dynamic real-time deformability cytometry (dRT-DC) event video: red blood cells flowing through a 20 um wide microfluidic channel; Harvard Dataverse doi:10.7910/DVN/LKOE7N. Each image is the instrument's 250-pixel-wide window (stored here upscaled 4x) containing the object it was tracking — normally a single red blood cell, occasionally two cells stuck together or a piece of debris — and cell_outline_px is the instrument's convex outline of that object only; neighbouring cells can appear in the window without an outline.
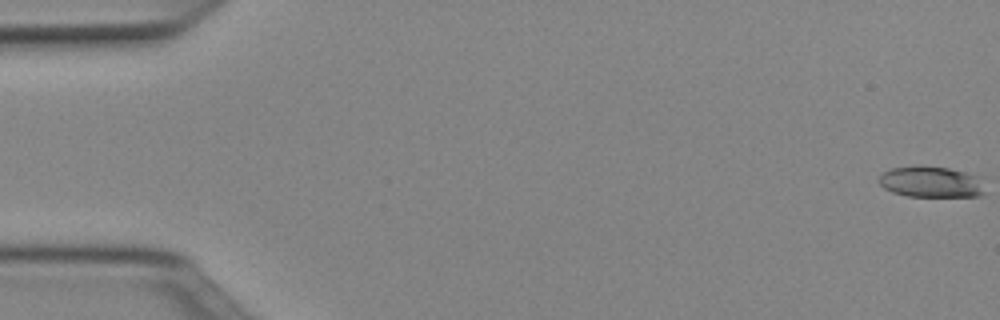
{"species": "Egyptian fruit bat (a non-hibernating species)", "species_latin": "Rousettus aegyptiacus", "temperature_condition": "cold", "stored_images_in_passage": 51, "camera_frame_rate_fps": 3000, "um_per_image_px": 0.085, "animal": {"sex": "female"}, "frame": {"image": 1, "passage_image": 1, "time_ms": 0.0, "image_size_px": [1000, 320], "cell_outline_px": [[984, 192], [980, 196], [908, 196], [892, 192], [884, 188], [880, 184], [880, 176], [884, 172], [892, 168], [948, 168], [964, 172], [976, 176], [980, 180]], "centroid_in_image_um": [79.14, 15.5], "position_along_channel_um": 5.9, "area_um2": 18.26}}
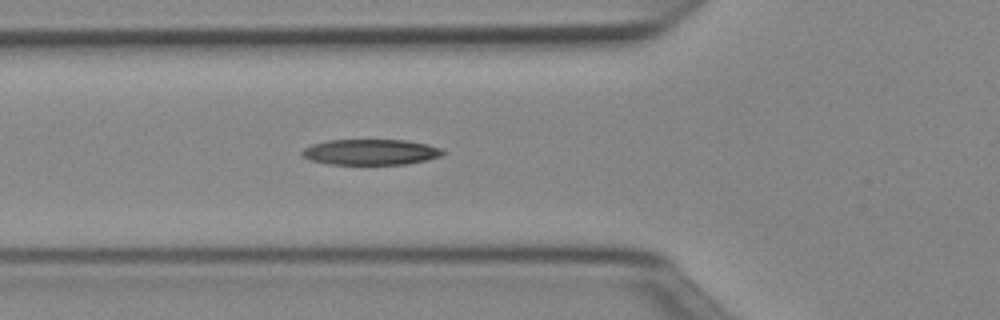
{"frame": {"image": 2, "passage_image": 19, "time_ms": 6.0, "image_size_px": [1000, 320], "cell_outline_px": [[444, 152], [440, 156], [428, 160], [404, 164], [328, 164], [312, 160], [300, 156], [300, 152], [304, 148], [312, 144], [328, 140], [404, 140], [428, 144], [440, 148]], "centroid_in_image_um": [31.47, 12.92], "position_along_channel_um": 94.3, "area_um2": 21.04}}
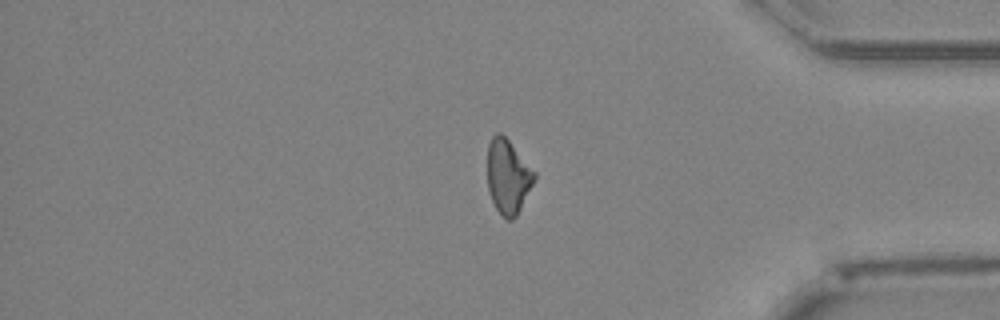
{"frame": {"image": 3, "passage_image": 43, "time_ms": 14.0, "image_size_px": [1000, 320], "cell_outline_px": [[536, 180], [516, 216], [512, 220], [508, 220], [496, 208], [492, 200], [488, 188], [488, 144], [492, 136], [496, 132], [500, 132], [508, 140], [536, 172]], "centroid_in_image_um": [43.19, 14.99], "position_along_channel_um": 392.0, "area_um2": 20.17}, "authors_computed_cell_mechanics": {"area_um2": 20.808, "velocity_mm_per_s": 4.0025, "shape_relaxation_time_tau1_ms": 6.08, "shape_relaxation_time_tau2_ms": 9.1235, "deformation_change_tau1": 0.188, "deformation_change_tau2": 0.2347}}